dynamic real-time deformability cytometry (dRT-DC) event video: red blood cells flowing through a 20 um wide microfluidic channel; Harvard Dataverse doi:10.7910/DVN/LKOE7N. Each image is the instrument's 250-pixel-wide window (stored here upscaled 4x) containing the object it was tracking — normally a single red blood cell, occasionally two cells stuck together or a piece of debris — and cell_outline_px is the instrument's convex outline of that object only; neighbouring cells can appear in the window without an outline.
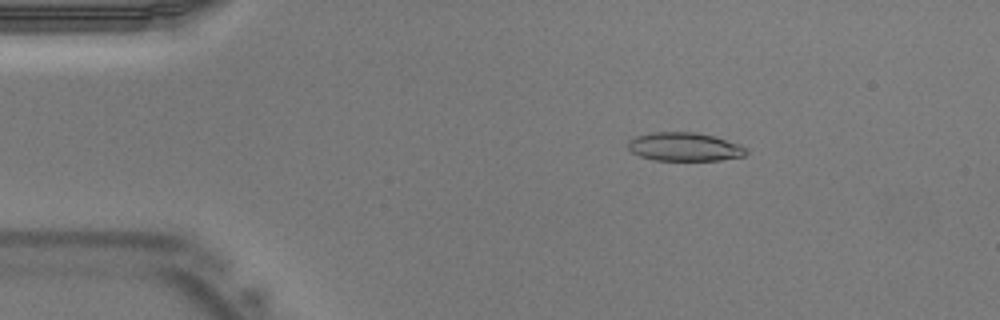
{"species": "Egyptian fruit bat (a non-hibernating species)", "species_latin": "Rousettus aegyptiacus", "temperature_condition": "warm", "stored_images_in_passage": 37, "camera_frame_rate_fps": 3000, "um_per_image_px": 0.085, "animal": {"sex": "male"}, "frame": {"image": 1, "passage_image": 3, "time_ms": 0.667, "image_size_px": [1000, 320], "cell_outline_px": [[748, 152], [744, 156], [720, 160], [652, 160], [640, 156], [632, 152], [628, 148], [628, 140], [636, 136], [652, 132], [696, 132], [716, 136], [740, 144], [748, 148]], "centroid_in_image_um": [58.21, 12.47], "position_along_channel_um": 26.8, "area_um2": 19.88}}
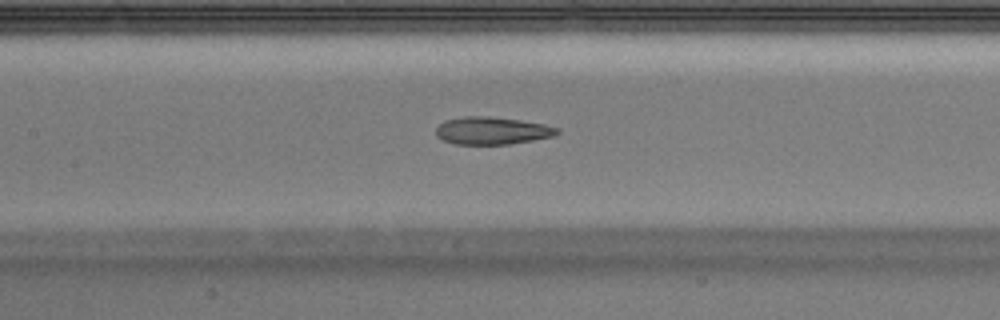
{"frame": {"image": 2, "passage_image": 15, "time_ms": 4.667, "image_size_px": [1000, 320], "cell_outline_px": [[560, 132], [552, 136], [532, 140], [508, 144], [456, 144], [444, 140], [436, 136], [436, 128], [444, 120], [464, 116], [488, 116], [520, 120], [544, 124], [560, 128]], "centroid_in_image_um": [41.82, 11.1], "position_along_channel_um": 165.6, "area_um2": 19.36}}
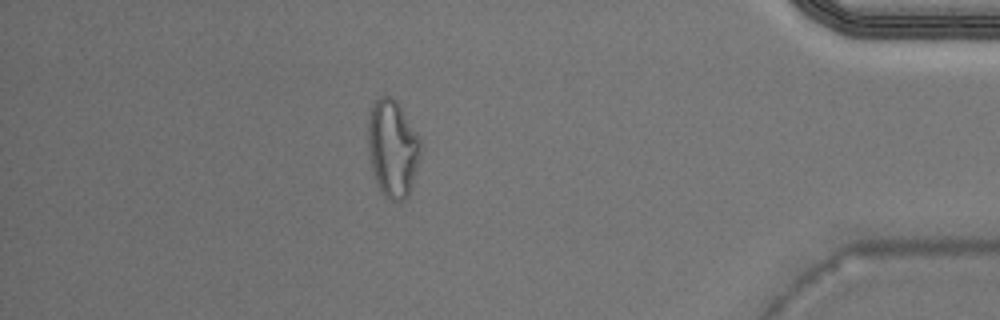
{"frame": {"image": 3, "passage_image": 32, "time_ms": 10.333, "image_size_px": [1000, 320], "cell_outline_px": [[420, 156], [408, 196], [404, 200], [392, 200], [384, 196], [380, 192], [372, 172], [368, 148], [368, 116], [372, 100], [380, 96], [388, 96], [396, 100], [420, 140]], "centroid_in_image_um": [33.33, 12.6], "position_along_channel_um": 401.9, "area_um2": 29.71}}